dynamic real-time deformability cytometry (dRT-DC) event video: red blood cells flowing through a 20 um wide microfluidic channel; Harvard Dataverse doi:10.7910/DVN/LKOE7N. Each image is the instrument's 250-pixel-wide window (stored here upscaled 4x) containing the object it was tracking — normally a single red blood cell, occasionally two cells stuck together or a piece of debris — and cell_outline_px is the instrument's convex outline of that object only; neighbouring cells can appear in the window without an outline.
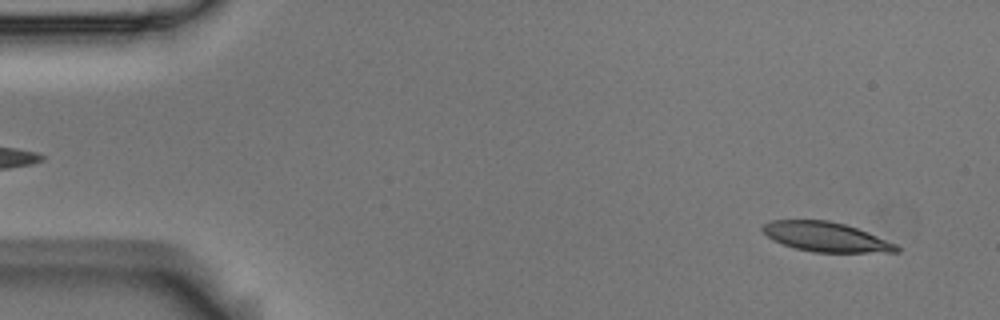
{"species": "Egyptian fruit bat (a non-hibernating species)", "species_latin": "Rousettus aegyptiacus", "temperature_condition": "room temperature", "stored_images_in_passage": 53, "camera_frame_rate_fps": 3000, "um_per_image_px": 0.085, "animal": {"sex": "male"}, "frame": {"image": 1, "passage_image": 3, "time_ms": 0.667, "image_size_px": [1000, 320], "cell_outline_px": [[900, 252], [812, 252], [796, 248], [772, 240], [760, 228], [764, 224], [772, 220], [828, 220], [844, 224], [868, 232], [896, 244], [900, 248]], "centroid_in_image_um": [70.2, 20.13], "position_along_channel_um": 14.8, "area_um2": 22.89}}
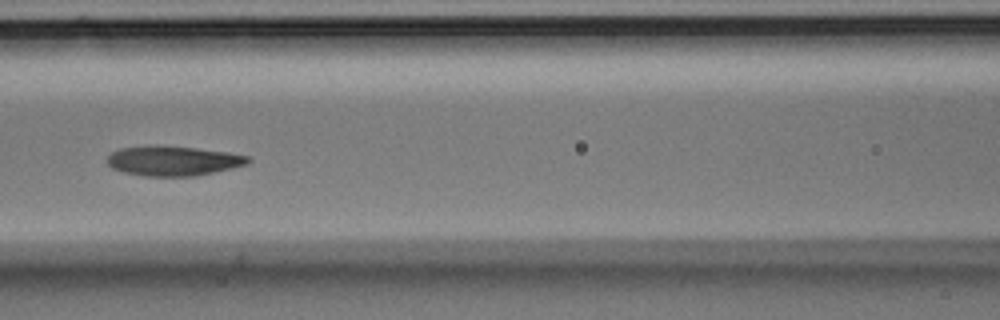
{"frame": {"image": 2, "passage_image": 23, "time_ms": 7.333, "image_size_px": [1000, 320], "cell_outline_px": [[252, 160], [248, 164], [232, 168], [196, 176], [144, 176], [124, 172], [112, 168], [108, 164], [108, 156], [112, 152], [120, 148], [148, 144], [160, 144], [196, 148], [228, 152], [248, 156]], "centroid_in_image_um": [14.71, 13.65], "position_along_channel_um": 151.9, "area_um2": 24.8}}
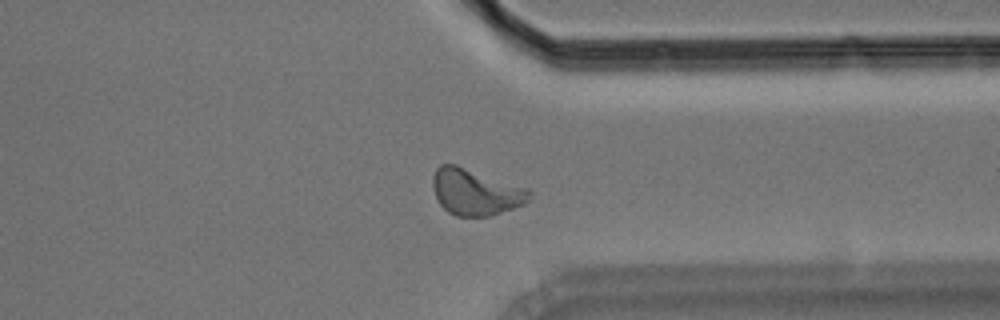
{"frame": {"image": 3, "passage_image": 41, "time_ms": 13.333, "image_size_px": [1000, 320], "cell_outline_px": [[532, 200], [524, 204], [488, 216], [456, 216], [448, 212], [440, 204], [436, 196], [432, 184], [432, 176], [436, 168], [440, 164], [456, 164], [528, 188], [532, 192]], "centroid_in_image_um": [40.43, 16.31], "position_along_channel_um": 371.0, "area_um2": 26.13}, "authors_computed_cell_mechanics": {"area_um2": 24.6228, "velocity_mm_per_s": 3.6816, "shape_relaxation_time_tau1_ms": 3.9617, "shape_relaxation_time_tau2_ms": 3.6837, "deformation_change_tau1": 0.1564, "deformation_change_tau2": 0.0885}}